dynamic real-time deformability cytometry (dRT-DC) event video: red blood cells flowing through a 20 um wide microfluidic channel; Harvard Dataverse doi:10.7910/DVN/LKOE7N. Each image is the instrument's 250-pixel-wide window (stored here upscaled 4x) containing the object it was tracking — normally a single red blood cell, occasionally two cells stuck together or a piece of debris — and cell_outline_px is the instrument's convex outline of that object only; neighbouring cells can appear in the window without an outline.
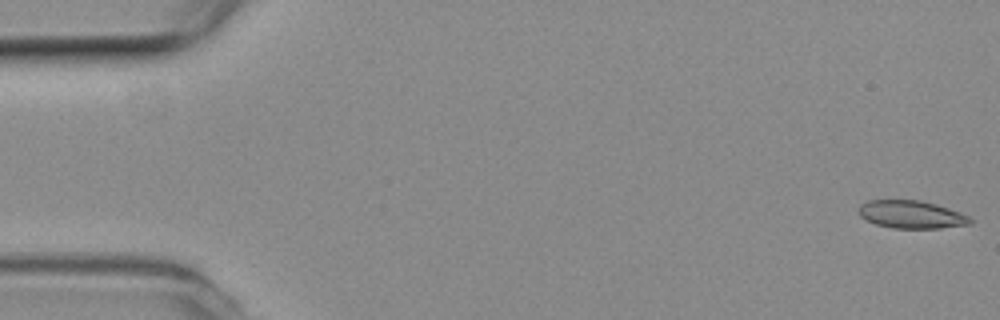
{"species": "common noctule bat (a hibernating species)", "species_latin": "Nyctalus noctula", "temperature_condition": "room temperature", "stored_images_in_passage": 54, "camera_frame_rate_fps": 3000, "um_per_image_px": 0.085, "animal": {"sex": "female", "body_mass_g": 19.3, "forearm_length_mm": 54.1}, "frame": {"image": 1, "passage_image": 1, "time_ms": 0.0, "image_size_px": [1000, 320], "cell_outline_px": [[972, 224], [940, 228], [892, 228], [876, 224], [860, 216], [860, 204], [868, 200], [920, 200], [936, 204], [960, 212], [968, 216], [972, 220]], "centroid_in_image_um": [77.49, 18.23], "position_along_channel_um": 7.5, "area_um2": 17.98}}
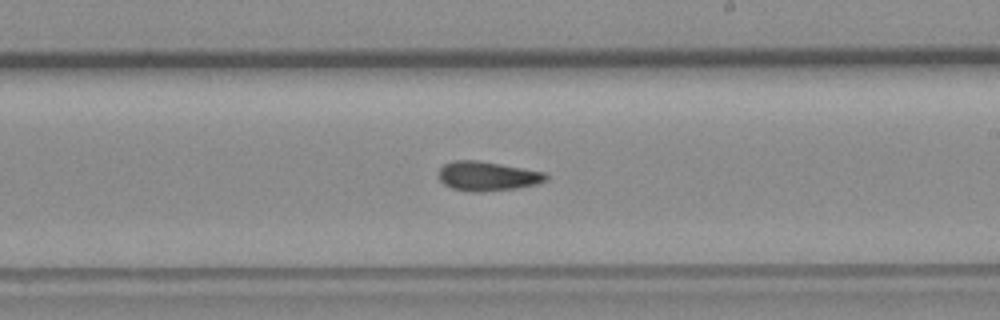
{"frame": {"image": 2, "passage_image": 31, "time_ms": 10.0, "image_size_px": [1000, 320], "cell_outline_px": [[548, 180], [536, 184], [516, 188], [480, 192], [468, 192], [452, 188], [444, 184], [440, 180], [440, 168], [444, 164], [456, 160], [480, 160], [544, 172], [548, 176]], "centroid_in_image_um": [41.43, 14.97], "position_along_channel_um": 247.6, "area_um2": 18.32}}
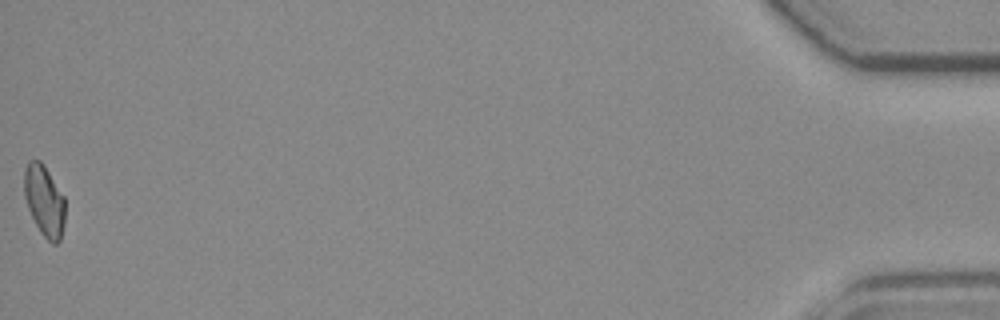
{"frame": {"image": 3, "passage_image": 54, "time_ms": 17.667, "image_size_px": [1000, 320], "cell_outline_px": [[64, 224], [60, 240], [56, 244], [52, 244], [40, 232], [28, 208], [24, 196], [24, 168], [28, 160], [40, 160], [44, 164], [64, 196]], "centroid_in_image_um": [3.76, 17.04], "position_along_channel_um": 431.4, "area_um2": 16.99}, "authors_computed_cell_mechanics": {"area_um2": 17.918, "velocity_mm_per_s": 3.8021, "shape_relaxation_time_tau1_ms": null, "shape_relaxation_time_tau2_ms": 3.0207, "deformation_change_tau1": null, "deformation_change_tau2": 0.0935}}